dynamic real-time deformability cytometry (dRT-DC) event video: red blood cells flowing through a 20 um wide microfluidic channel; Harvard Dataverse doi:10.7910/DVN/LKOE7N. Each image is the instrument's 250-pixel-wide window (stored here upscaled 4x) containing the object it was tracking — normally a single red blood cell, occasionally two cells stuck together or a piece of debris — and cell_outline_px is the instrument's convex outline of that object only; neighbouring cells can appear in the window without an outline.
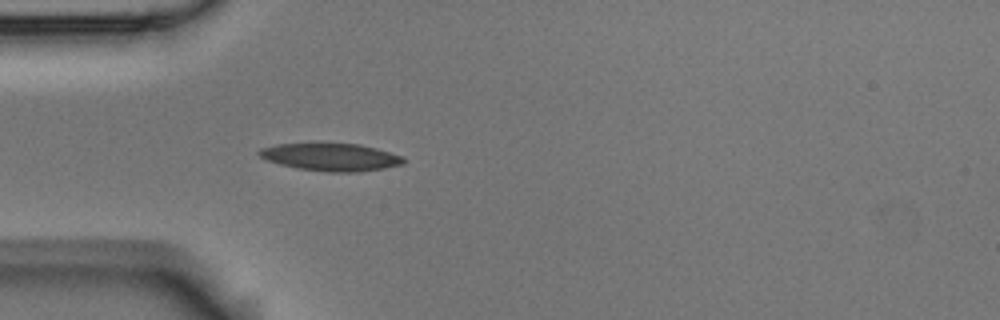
{"species": "Egyptian fruit bat (a non-hibernating species)", "species_latin": "Rousettus aegyptiacus", "temperature_condition": "room temperature", "stored_images_in_passage": 5, "camera_frame_rate_fps": 3000, "um_per_image_px": 0.085, "animal": {"sex": "male"}, "frame": {"image": 1, "passage_image": 5, "time_ms": 1.333, "image_size_px": [1000, 320], "cell_outline_px": [[404, 164], [384, 168], [360, 172], [328, 172], [300, 168], [280, 164], [268, 160], [260, 156], [256, 152], [260, 148], [276, 144], [312, 140], [316, 140], [360, 144], [376, 148], [404, 156]], "centroid_in_image_um": [28.09, 13.29], "position_along_channel_um": 56.9, "area_um2": 24.28}}